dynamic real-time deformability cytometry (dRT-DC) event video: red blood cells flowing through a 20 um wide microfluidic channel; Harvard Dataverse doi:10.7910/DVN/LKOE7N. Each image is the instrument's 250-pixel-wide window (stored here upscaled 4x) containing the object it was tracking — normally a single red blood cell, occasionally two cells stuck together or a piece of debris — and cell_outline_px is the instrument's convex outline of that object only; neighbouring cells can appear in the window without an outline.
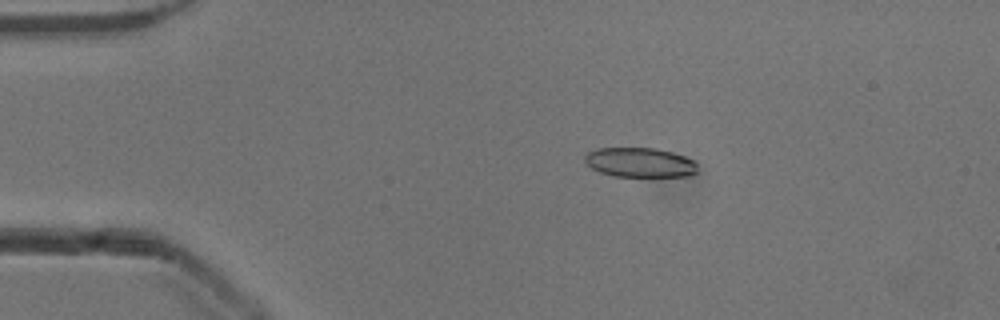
{"species": "common noctule bat (a hibernating species)", "species_latin": "Nyctalus noctula", "temperature_condition": "cold", "stored_images_in_passage": 52, "camera_frame_rate_fps": 3000, "um_per_image_px": 0.085, "animal": {"sex": "male", "body_mass_g": 13.3}, "frame": {"image": 1, "passage_image": 10, "time_ms": 3.0, "image_size_px": [1000, 320], "cell_outline_px": [[696, 172], [688, 176], [612, 176], [600, 172], [592, 168], [584, 160], [584, 156], [588, 152], [596, 148], [656, 148], [672, 152], [684, 156], [692, 160], [696, 164]], "centroid_in_image_um": [54.36, 13.8], "position_along_channel_um": 30.6, "area_um2": 19.31}}
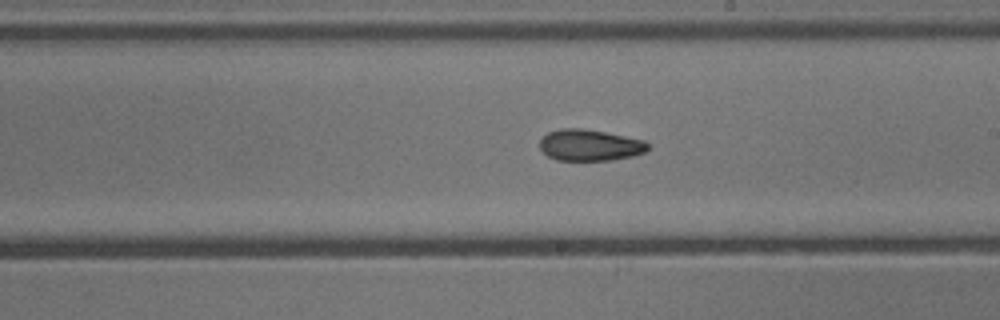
{"frame": {"image": 2, "passage_image": 30, "time_ms": 9.667, "image_size_px": [1000, 320], "cell_outline_px": [[648, 148], [644, 152], [632, 156], [612, 160], [556, 160], [548, 156], [540, 148], [540, 140], [548, 132], [560, 128], [580, 128], [604, 132], [644, 140], [648, 144]], "centroid_in_image_um": [50.11, 12.34], "position_along_channel_um": 238.9, "area_um2": 19.59}}
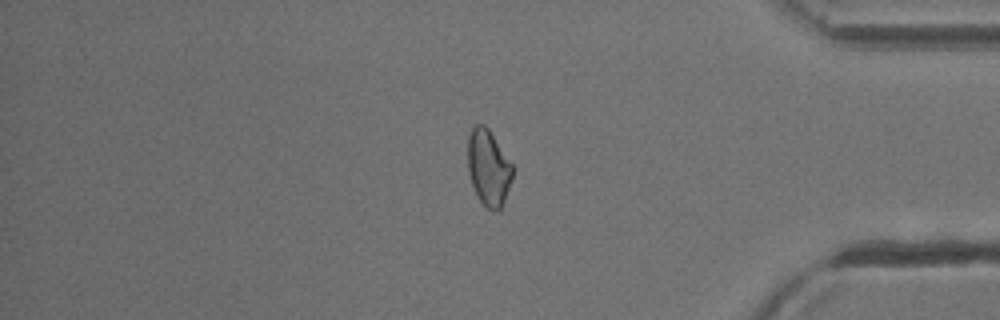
{"frame": {"image": 3, "passage_image": 44, "time_ms": 14.333, "image_size_px": [1000, 320], "cell_outline_px": [[512, 180], [504, 204], [496, 212], [484, 208], [472, 184], [468, 172], [468, 136], [472, 124], [484, 124], [488, 128], [512, 164]], "centroid_in_image_um": [41.51, 14.27], "position_along_channel_um": 393.7, "area_um2": 20.0}, "authors_computed_cell_mechanics": {"area_um2": 20.1722, "velocity_mm_per_s": 3.9113, "shape_relaxation_time_tau1_ms": 9.8375, "shape_relaxation_time_tau2_ms": 4.746, "deformation_change_tau1": 0.1684, "deformation_change_tau2": 0.0995}}